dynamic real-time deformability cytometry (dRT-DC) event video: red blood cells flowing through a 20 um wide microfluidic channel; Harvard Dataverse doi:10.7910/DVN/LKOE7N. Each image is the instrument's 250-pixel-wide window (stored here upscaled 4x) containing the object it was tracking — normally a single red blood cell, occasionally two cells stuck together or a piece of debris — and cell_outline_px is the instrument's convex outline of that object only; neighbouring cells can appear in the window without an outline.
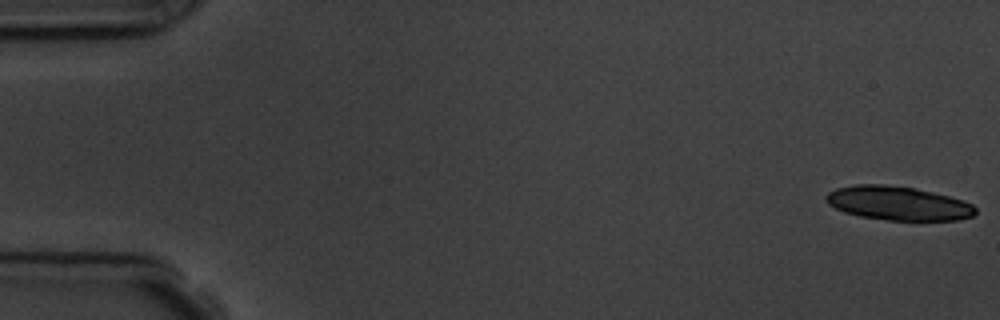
{"species": "common noctule bat (a hibernating species)", "species_latin": "Nyctalus noctula", "temperature_condition": "room temperature", "stored_images_in_passage": 8, "camera_frame_rate_fps": 3000, "um_per_image_px": 0.085, "animal": {"sex": "male", "body_mass_g": 19.5, "forearm_length_mm": 54.6}, "frame": {"image": 1, "passage_image": 1, "time_ms": 0.0, "image_size_px": [1000, 320], "cell_outline_px": [[976, 212], [972, 216], [956, 220], [888, 220], [860, 216], [844, 212], [828, 204], [824, 200], [824, 196], [828, 192], [836, 188], [856, 184], [884, 184], [912, 188], [932, 192], [964, 200], [972, 204], [976, 208]], "centroid_in_image_um": [76.3, 17.27], "position_along_channel_um": 8.7, "area_um2": 29.48}}
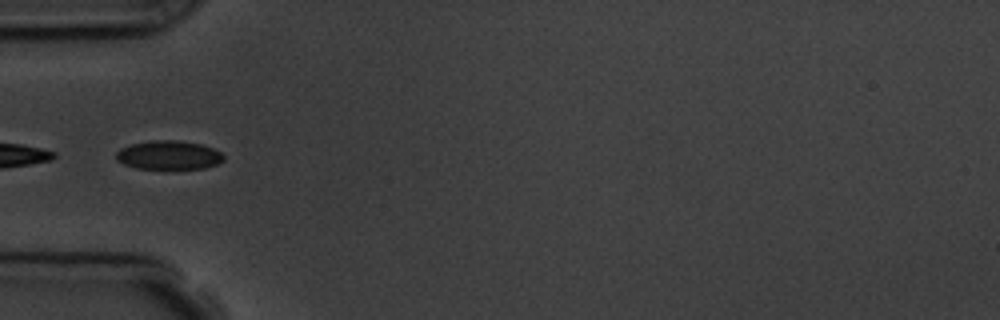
{"frame": {"image": 2, "passage_image": 6, "time_ms": 5.667, "image_size_px": [1000, 320], "cell_outline_px": [[224, 160], [216, 164], [204, 168], [136, 168], [124, 164], [116, 160], [116, 152], [120, 148], [132, 144], [152, 140], [176, 140], [200, 144], [212, 148], [220, 152], [224, 156]], "centroid_in_image_um": [14.32, 13.18], "position_along_channel_um": 70.7, "area_um2": 17.86}}